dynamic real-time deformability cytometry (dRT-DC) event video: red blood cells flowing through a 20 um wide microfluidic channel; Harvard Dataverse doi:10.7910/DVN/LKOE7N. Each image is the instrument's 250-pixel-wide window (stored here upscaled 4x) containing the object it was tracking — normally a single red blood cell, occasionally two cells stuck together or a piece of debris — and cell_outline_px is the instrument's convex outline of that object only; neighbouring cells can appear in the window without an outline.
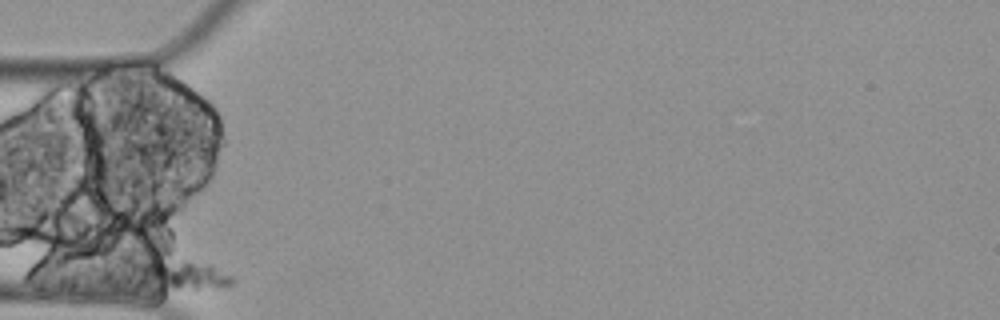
{"species": "Egyptian fruit bat (a non-hibernating species)", "species_latin": "Rousettus aegyptiacus", "temperature_condition": "cold", "stored_images_in_passage": 4, "camera_frame_rate_fps": 3000, "um_per_image_px": 0.085, "animal": {"sex": "female"}, "frame": {"image": 1, "passage_image": 1, "time_ms": 0.0, "image_size_px": [1000, 320], "cell_outline_px": [[236, 280], [232, 284], [224, 288], [172, 288], [140, 272], [140, 268], [148, 264], [180, 260], [184, 260], [212, 264], [232, 276]], "centroid_in_image_um": [16.0, 23.35], "position_along_channel_um": 69.0, "area_um2": 14.1}}